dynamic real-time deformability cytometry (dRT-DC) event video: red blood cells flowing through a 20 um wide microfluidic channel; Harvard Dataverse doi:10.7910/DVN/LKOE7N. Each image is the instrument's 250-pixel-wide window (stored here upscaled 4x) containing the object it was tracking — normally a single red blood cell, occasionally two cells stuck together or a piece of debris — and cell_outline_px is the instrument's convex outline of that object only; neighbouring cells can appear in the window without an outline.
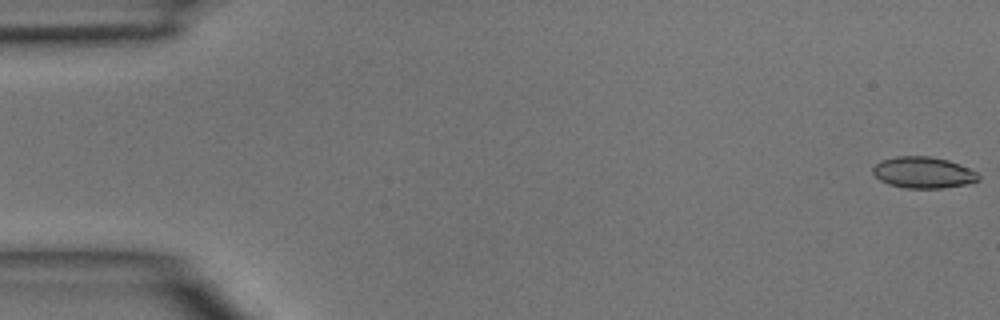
{"species": "common noctule bat (a hibernating species)", "species_latin": "Nyctalus noctula", "temperature_condition": "room temperature", "stored_images_in_passage": 46, "camera_frame_rate_fps": 3000, "um_per_image_px": 0.085, "animal": {"sex": "male", "body_mass_g": 15.6}, "frame": {"image": 1, "passage_image": 1, "time_ms": 0.0, "image_size_px": [1000, 320], "cell_outline_px": [[980, 180], [968, 184], [944, 188], [904, 188], [888, 184], [880, 180], [872, 172], [872, 168], [880, 160], [896, 156], [928, 156], [948, 160], [960, 164], [976, 172], [980, 176]], "centroid_in_image_um": [78.48, 14.67], "position_along_channel_um": 6.5, "area_um2": 19.42}}
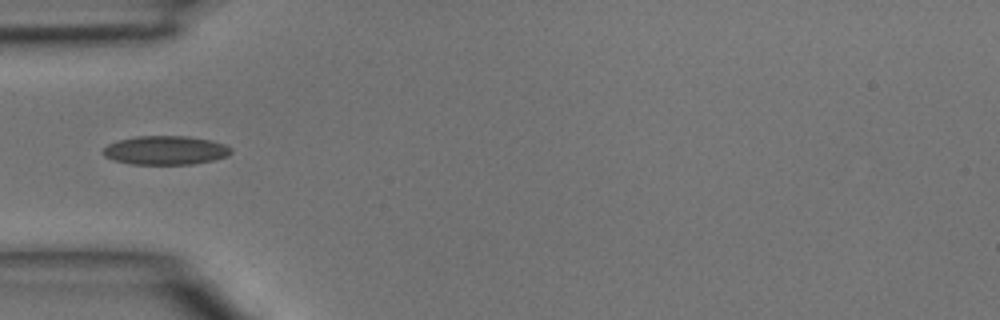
{"frame": {"image": 2, "passage_image": 15, "time_ms": 4.667, "image_size_px": [1000, 320], "cell_outline_px": [[232, 152], [228, 156], [216, 160], [192, 164], [132, 164], [112, 160], [104, 156], [100, 152], [108, 144], [120, 140], [136, 136], [188, 136], [212, 140], [224, 144], [232, 148]], "centroid_in_image_um": [14.08, 12.78], "position_along_channel_um": 70.9, "area_um2": 21.73}}
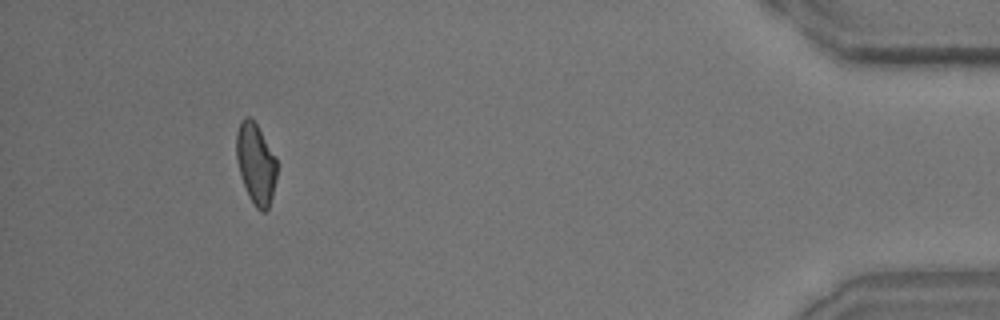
{"frame": {"image": 3, "passage_image": 43, "time_ms": 14.0, "image_size_px": [1000, 320], "cell_outline_px": [[276, 180], [272, 196], [268, 208], [264, 212], [260, 212], [256, 208], [248, 196], [236, 160], [236, 132], [240, 120], [244, 116], [248, 116], [256, 124], [276, 156]], "centroid_in_image_um": [21.73, 13.9], "position_along_channel_um": 413.5, "area_um2": 19.07}}